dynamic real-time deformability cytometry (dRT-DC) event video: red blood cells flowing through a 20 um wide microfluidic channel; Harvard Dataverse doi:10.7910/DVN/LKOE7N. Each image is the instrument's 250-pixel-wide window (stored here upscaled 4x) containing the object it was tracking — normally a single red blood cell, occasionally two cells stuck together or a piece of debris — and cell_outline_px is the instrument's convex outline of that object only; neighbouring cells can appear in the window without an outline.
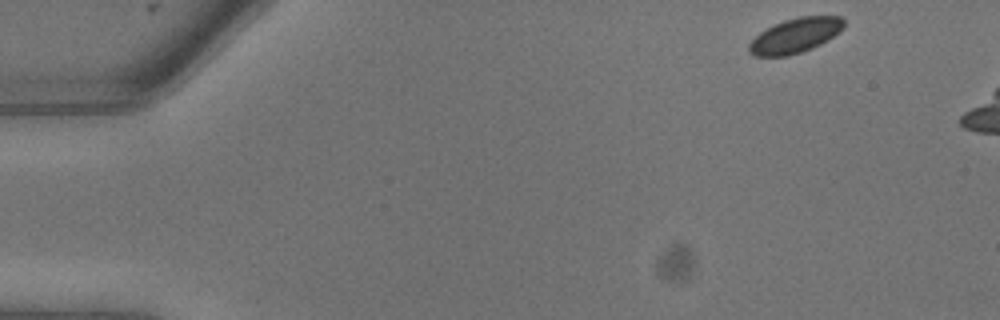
{"species": "common noctule bat (a hibernating species)", "species_latin": "Nyctalus noctula", "temperature_condition": "warm", "stored_images_in_passage": 8, "camera_frame_rate_fps": 3000, "um_per_image_px": 0.085, "animal": {"sex": "male", "body_mass_g": 13.3}, "frame": {"image": 1, "passage_image": 1, "time_ms": 0.0, "image_size_px": [1000, 320], "cell_outline_px": [[844, 28], [840, 32], [820, 44], [812, 48], [788, 56], [752, 56], [748, 52], [748, 44], [760, 32], [784, 20], [800, 16], [840, 16], [844, 20]], "centroid_in_image_um": [67.59, 3.03], "position_along_channel_um": 17.4, "area_um2": 19.13}}
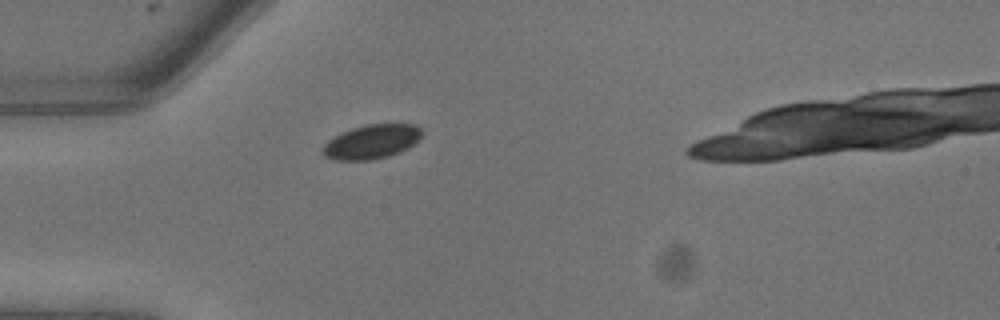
{"frame": {"image": 2, "passage_image": 6, "time_ms": 1.667, "image_size_px": [1000, 320], "cell_outline_px": [[424, 132], [408, 148], [400, 152], [388, 156], [372, 160], [332, 160], [324, 156], [320, 152], [324, 144], [328, 140], [340, 132], [352, 128], [368, 124], [416, 124]], "centroid_in_image_um": [31.54, 12.05], "position_along_channel_um": 53.5, "area_um2": 19.88}}
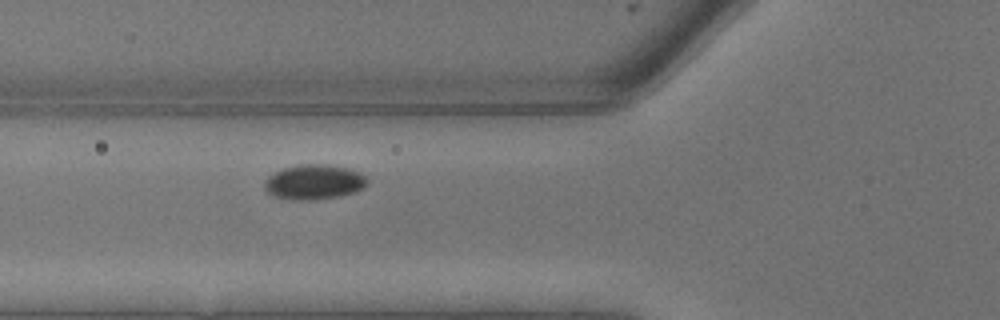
{"frame": {"image": 3, "passage_image": 8, "time_ms": 2.333, "image_size_px": [1000, 320], "cell_outline_px": [[368, 184], [364, 188], [356, 192], [340, 196], [312, 200], [296, 200], [272, 196], [264, 188], [264, 180], [268, 176], [284, 168], [300, 164], [328, 164], [348, 168], [360, 172], [368, 180]], "centroid_in_image_um": [26.71, 15.47], "position_along_channel_um": 99.1, "area_um2": 21.1}}